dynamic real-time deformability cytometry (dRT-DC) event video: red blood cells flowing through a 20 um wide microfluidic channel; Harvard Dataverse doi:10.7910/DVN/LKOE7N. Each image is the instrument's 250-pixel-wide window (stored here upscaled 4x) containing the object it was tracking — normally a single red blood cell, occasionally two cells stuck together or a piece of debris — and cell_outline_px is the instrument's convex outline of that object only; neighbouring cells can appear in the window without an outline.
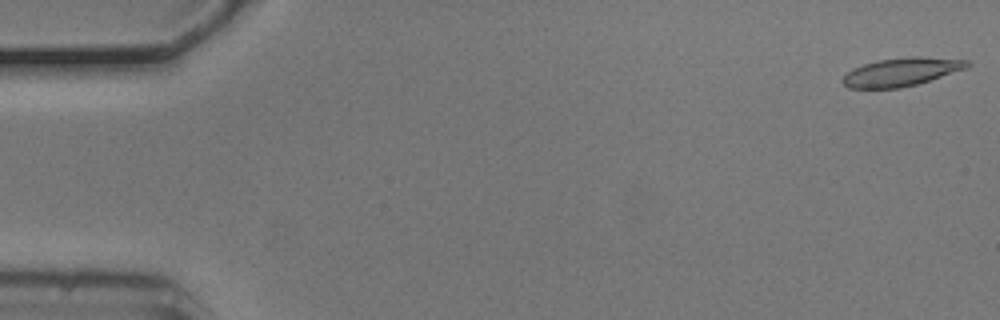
{"species": "common noctule bat (a hibernating species)", "species_latin": "Nyctalus noctula", "temperature_condition": "cold", "stored_images_in_passage": 54, "camera_frame_rate_fps": 3000, "um_per_image_px": 0.085, "animal": {"sex": "male", "body_mass_g": 20.5, "forearm_length_mm": 52.5}, "frame": {"image": 1, "passage_image": 1, "time_ms": 0.0, "image_size_px": [1000, 320], "cell_outline_px": [[972, 64], [964, 68], [916, 84], [900, 88], [848, 88], [840, 80], [852, 68], [864, 64], [880, 60], [912, 56], [920, 56], [972, 60]], "centroid_in_image_um": [76.6, 6.1], "position_along_channel_um": 8.4, "area_um2": 20.29}}
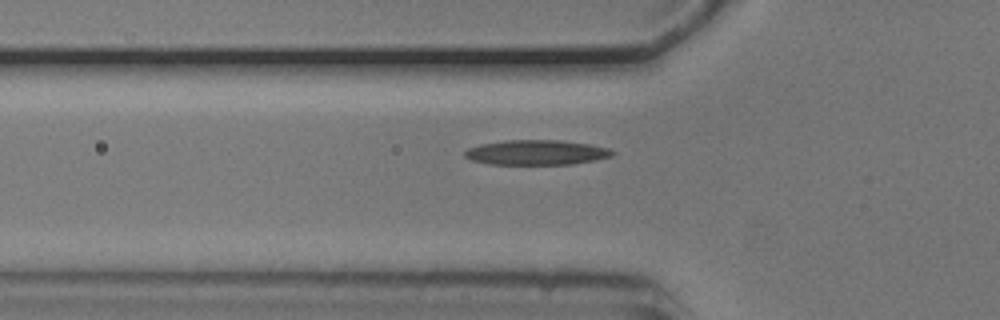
{"frame": {"image": 2, "passage_image": 18, "time_ms": 5.667, "image_size_px": [1000, 320], "cell_outline_px": [[616, 152], [612, 156], [596, 160], [572, 164], [492, 164], [472, 160], [464, 156], [464, 152], [468, 148], [480, 144], [508, 140], [560, 140], [588, 144], [608, 148]], "centroid_in_image_um": [45.61, 12.96], "position_along_channel_um": 80.2, "area_um2": 21.33}}
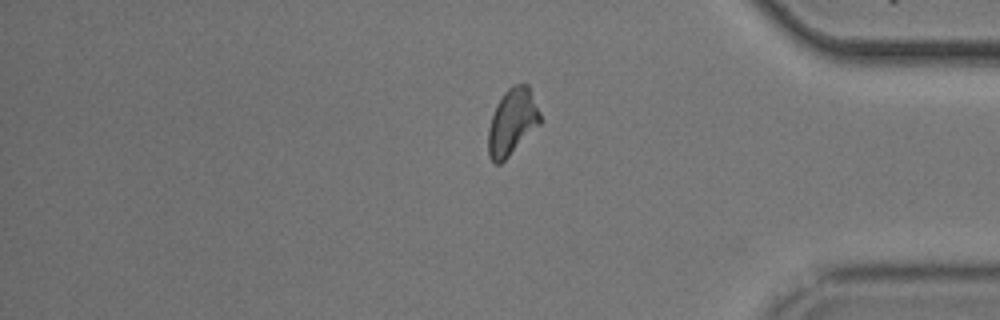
{"frame": {"image": 3, "passage_image": 45, "time_ms": 14.667, "image_size_px": [1000, 320], "cell_outline_px": [[540, 124], [500, 164], [492, 164], [488, 156], [488, 128], [496, 104], [504, 92], [512, 84], [528, 84], [540, 112]], "centroid_in_image_um": [43.51, 10.36], "position_along_channel_um": 391.7, "area_um2": 20.06}, "authors_computed_cell_mechanics": {"area_um2": 20.4034, "velocity_mm_per_s": 3.7117, "shape_relaxation_time_tau1_ms": null, "shape_relaxation_time_tau2_ms": 3.3478, "deformation_change_tau1": null, "deformation_change_tau2": 0.1155}}